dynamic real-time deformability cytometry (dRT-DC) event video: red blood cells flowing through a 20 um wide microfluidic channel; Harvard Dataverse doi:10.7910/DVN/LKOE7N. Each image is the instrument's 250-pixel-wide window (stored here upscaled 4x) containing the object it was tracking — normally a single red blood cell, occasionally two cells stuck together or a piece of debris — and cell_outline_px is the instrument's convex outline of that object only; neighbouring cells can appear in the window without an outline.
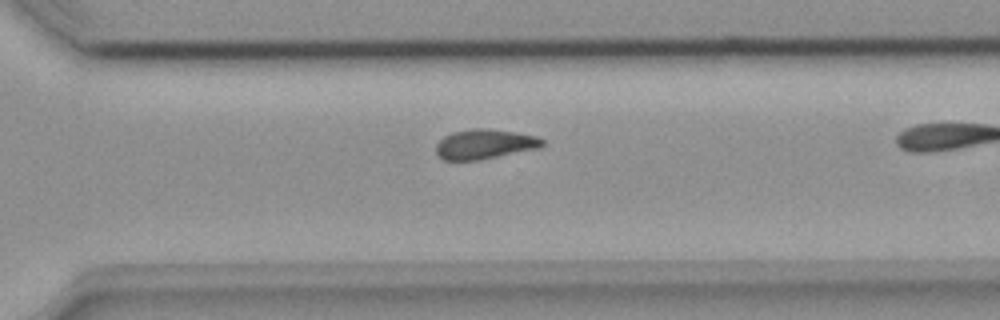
{"species": "common noctule bat (a hibernating species)", "species_latin": "Nyctalus noctula", "temperature_condition": "room temperature", "stored_images_in_passage": 30, "camera_frame_rate_fps": 3000, "um_per_image_px": 0.085, "animal": {"sex": "female", "body_mass_g": 18.4}, "frame": {"image": 1, "passage_image": 26, "time_ms": 8.333, "image_size_px": [1000, 320], "cell_outline_px": [[544, 144], [540, 148], [480, 160], [444, 160], [436, 152], [436, 144], [444, 136], [452, 132], [472, 128], [488, 128], [516, 132], [536, 136], [544, 140]], "centroid_in_image_um": [41.21, 12.24], "position_along_channel_um": 329.4, "area_um2": 18.55}}